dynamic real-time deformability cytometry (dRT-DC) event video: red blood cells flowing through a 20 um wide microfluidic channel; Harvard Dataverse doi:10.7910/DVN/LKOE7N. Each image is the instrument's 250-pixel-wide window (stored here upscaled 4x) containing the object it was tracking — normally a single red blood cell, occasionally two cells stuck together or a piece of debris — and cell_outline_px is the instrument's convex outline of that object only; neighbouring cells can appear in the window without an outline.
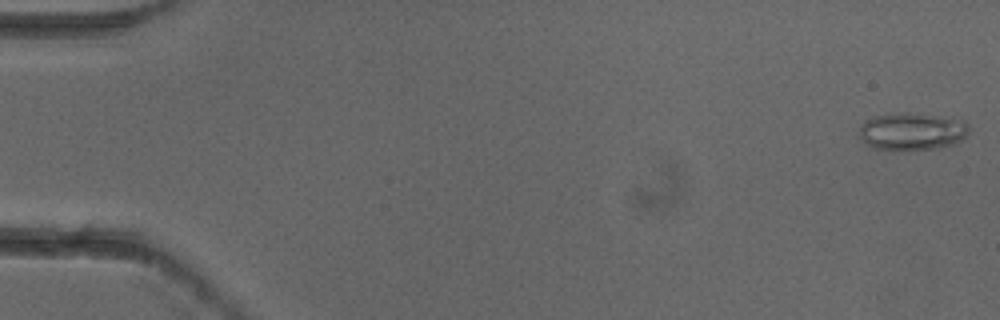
{"species": "common noctule bat (a hibernating species)", "species_latin": "Nyctalus noctula", "temperature_condition": "cold", "stored_images_in_passage": 6, "camera_frame_rate_fps": 3000, "um_per_image_px": 0.085, "animal": {"sex": "female"}, "frame": {"image": 1, "passage_image": 1, "time_ms": 0.0, "image_size_px": [1000, 320], "cell_outline_px": [[968, 132], [960, 140], [952, 144], [936, 148], [908, 152], [876, 148], [868, 144], [860, 136], [860, 128], [864, 120], [872, 116], [904, 112], [908, 112], [952, 116], [964, 120], [968, 124]], "centroid_in_image_um": [77.55, 11.16], "position_along_channel_um": 7.4, "area_um2": 24.51}}